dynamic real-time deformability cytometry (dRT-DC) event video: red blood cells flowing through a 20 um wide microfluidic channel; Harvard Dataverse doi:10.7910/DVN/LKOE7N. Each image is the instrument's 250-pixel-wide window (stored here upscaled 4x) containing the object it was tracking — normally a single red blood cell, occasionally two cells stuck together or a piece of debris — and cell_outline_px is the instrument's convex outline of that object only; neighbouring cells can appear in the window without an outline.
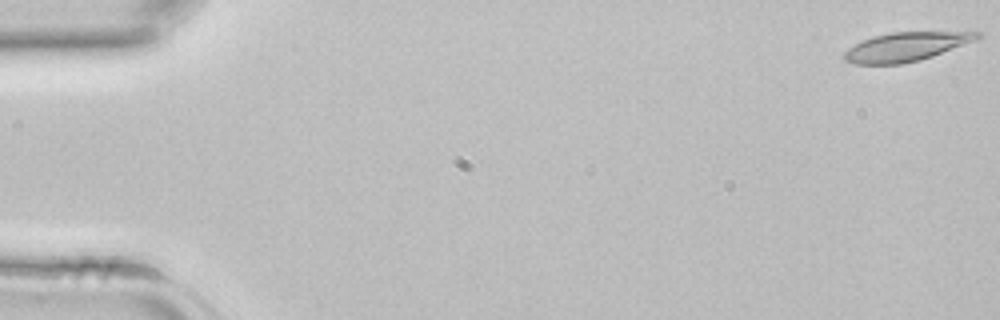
{"species": "common noctule bat (a hibernating species)", "species_latin": "Nyctalus noctula", "temperature_condition": "room temperature", "stored_images_in_passage": 43, "camera_frame_rate_fps": 3000, "um_per_image_px": 0.085, "animal": {"sex": "female", "body_mass_g": 22.7, "forearm_length_mm": 54.2}, "frame": {"image": 1, "passage_image": 1, "time_ms": 0.0, "image_size_px": [1000, 320], "cell_outline_px": [[984, 36], [976, 40], [932, 56], [920, 60], [900, 64], [856, 64], [844, 60], [844, 52], [848, 48], [872, 36], [892, 32], [980, 32]], "centroid_in_image_um": [77.01, 3.97], "position_along_channel_um": 8.0, "area_um2": 22.2}}
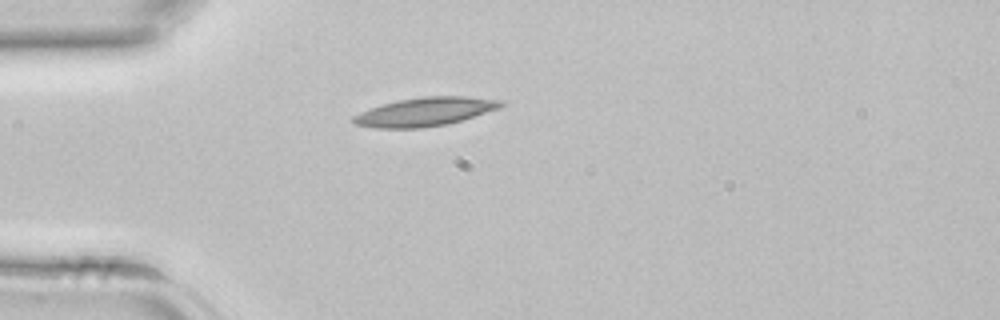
{"frame": {"image": 2, "passage_image": 12, "time_ms": 3.667, "image_size_px": [1000, 320], "cell_outline_px": [[504, 104], [500, 108], [448, 124], [420, 128], [376, 128], [356, 124], [352, 120], [352, 116], [360, 112], [384, 104], [400, 100], [424, 96], [464, 96], [504, 100]], "centroid_in_image_um": [36.16, 9.5], "position_along_channel_um": 48.8, "area_um2": 24.39}}
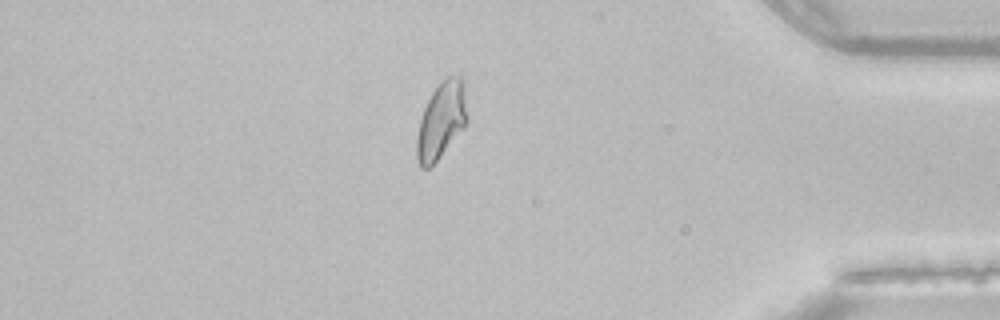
{"frame": {"image": 3, "passage_image": 37, "time_ms": 12.0, "image_size_px": [1000, 320], "cell_outline_px": [[468, 120], [464, 128], [436, 160], [428, 168], [420, 168], [416, 160], [416, 136], [420, 120], [424, 108], [432, 92], [448, 76], [460, 76], [464, 80], [468, 116]], "centroid_in_image_um": [37.52, 10.24], "position_along_channel_um": 397.7, "area_um2": 22.48}}